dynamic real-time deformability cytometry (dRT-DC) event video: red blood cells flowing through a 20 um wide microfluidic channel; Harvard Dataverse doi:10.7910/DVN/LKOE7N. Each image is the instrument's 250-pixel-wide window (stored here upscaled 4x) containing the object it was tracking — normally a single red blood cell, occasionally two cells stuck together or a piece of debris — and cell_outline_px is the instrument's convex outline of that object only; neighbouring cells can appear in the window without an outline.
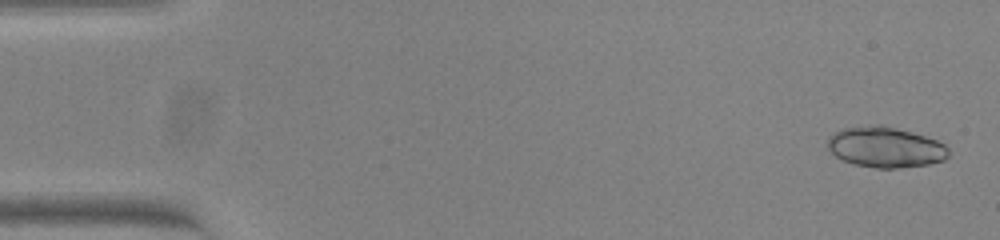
{"species": "common noctule bat (a hibernating species)", "species_latin": "Nyctalus noctula", "temperature_condition": "warm", "stored_images_in_passage": 53, "camera_frame_rate_fps": 3000, "um_per_image_px": 0.085, "animal": {"sex": "female", "body_mass_g": 23.0, "forearm_length_mm": 53.4}, "frame": {"image": 1, "passage_image": 2, "time_ms": 0.333, "image_size_px": [1000, 240], "cell_outline_px": [[948, 156], [944, 160], [928, 164], [900, 168], [876, 168], [856, 164], [844, 160], [836, 156], [828, 148], [828, 136], [840, 128], [868, 124], [880, 124], [912, 132], [936, 140], [944, 144], [948, 148]], "centroid_in_image_um": [75.23, 12.49], "position_along_channel_um": 9.8, "area_um2": 28.67}}
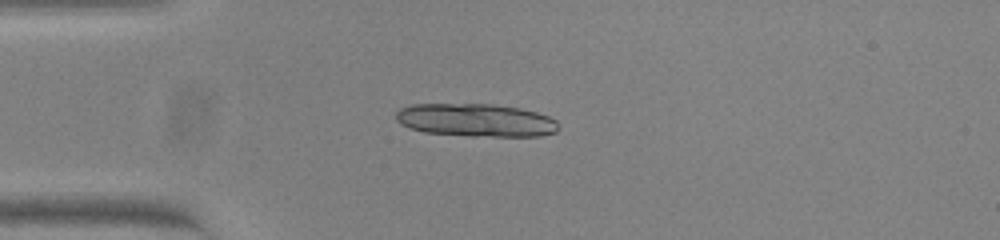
{"frame": {"image": 2, "passage_image": 14, "time_ms": 4.333, "image_size_px": [1000, 240], "cell_outline_px": [[560, 128], [556, 132], [540, 136], [472, 136], [424, 132], [408, 128], [400, 124], [396, 120], [396, 112], [400, 108], [412, 104], [492, 104], [520, 108], [536, 112], [548, 116], [556, 120]], "centroid_in_image_um": [40.44, 10.21], "position_along_channel_um": 44.6, "area_um2": 31.44}, "authors_computed_cell_mechanics": {"area_um2": 27.9174, "velocity_mm_per_s": 3.8336, "shape_relaxation_time_tau1_ms": null, "shape_relaxation_time_tau2_ms": 1.0474, "deformation_change_tau1": null, "deformation_change_tau2": 0.0459}}